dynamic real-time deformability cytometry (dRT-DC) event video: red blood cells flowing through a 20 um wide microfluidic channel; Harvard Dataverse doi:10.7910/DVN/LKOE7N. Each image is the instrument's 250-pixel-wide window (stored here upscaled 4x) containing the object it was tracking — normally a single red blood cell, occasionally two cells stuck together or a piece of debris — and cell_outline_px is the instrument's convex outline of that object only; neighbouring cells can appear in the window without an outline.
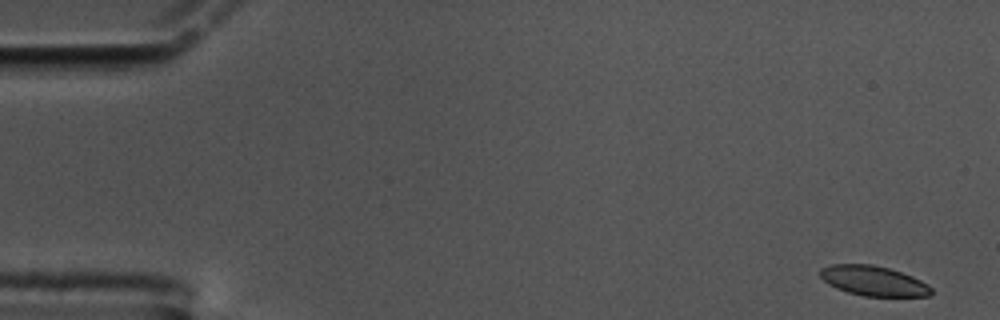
{"species": "common noctule bat (a hibernating species)", "species_latin": "Nyctalus noctula", "temperature_condition": "cold", "stored_images_in_passage": 12, "segment_of_instrument_passage": [2, 2], "camera_frame_rate_fps": 3000, "um_per_image_px": 0.085, "animal": {"sex": "male", "body_mass_g": 17.5, "forearm_length_mm": 52.3}, "frame": {"image": 1, "passage_image": 12, "time_ms": 3.667, "image_size_px": [1000, 320], "cell_outline_px": [[932, 296], [864, 296], [848, 292], [836, 288], [828, 284], [820, 276], [820, 268], [832, 264], [872, 264], [888, 268], [912, 276], [928, 284], [932, 288]], "centroid_in_image_um": [74.25, 23.87], "position_along_channel_um": 10.8, "area_um2": 19.36}}